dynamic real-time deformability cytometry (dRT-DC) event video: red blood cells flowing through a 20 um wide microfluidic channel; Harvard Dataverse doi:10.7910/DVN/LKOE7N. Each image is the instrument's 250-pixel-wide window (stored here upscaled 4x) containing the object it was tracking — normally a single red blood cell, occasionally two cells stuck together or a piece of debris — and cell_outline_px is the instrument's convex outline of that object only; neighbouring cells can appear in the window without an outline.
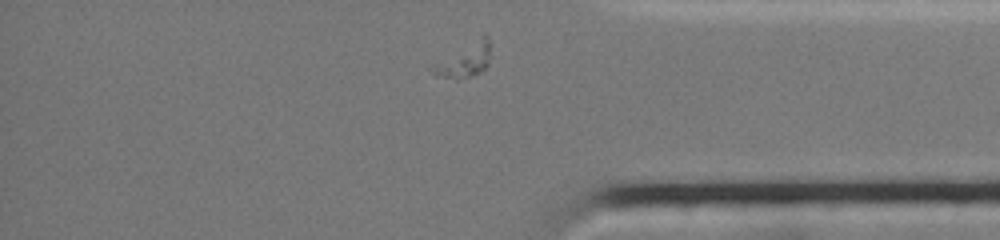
{"species": "common noctule bat (a hibernating species)", "species_latin": "Nyctalus noctula", "temperature_condition": "cold", "stored_images_in_passage": 35, "camera_frame_rate_fps": 3000, "um_per_image_px": 0.085, "animal": {"sex": "female", "body_mass_g": 19.0, "forearm_length_mm": 51.5}, "frame": {"image": 1, "passage_image": 35, "time_ms": 9.333, "image_size_px": [1000, 240], "cell_outline_px": [[488, 64], [480, 72], [468, 76], [444, 76], [436, 72], [432, 68], [484, 32], [488, 36]], "centroid_in_image_um": [39.64, 5.02], "position_along_channel_um": 395.6, "area_um2": 10.06}}